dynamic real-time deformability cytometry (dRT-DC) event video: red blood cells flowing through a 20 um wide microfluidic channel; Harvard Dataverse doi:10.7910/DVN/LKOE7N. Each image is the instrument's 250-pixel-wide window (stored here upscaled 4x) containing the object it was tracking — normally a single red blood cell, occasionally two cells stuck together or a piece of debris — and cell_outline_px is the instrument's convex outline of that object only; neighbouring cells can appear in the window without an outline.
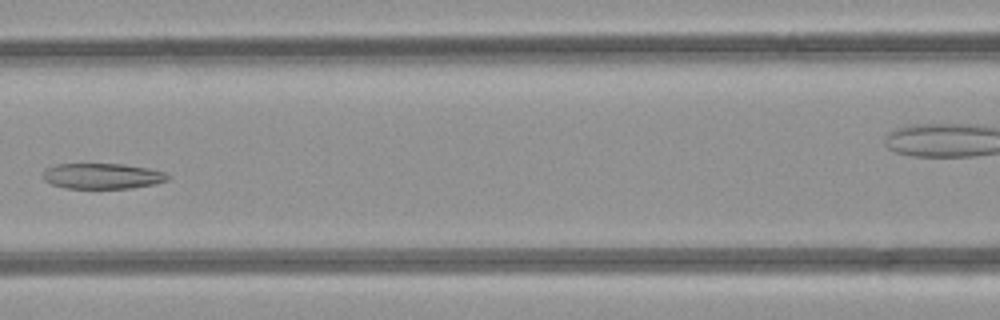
{"species": "common noctule bat (a hibernating species)", "species_latin": "Nyctalus noctula", "temperature_condition": "room temperature", "stored_images_in_passage": 8, "camera_frame_rate_fps": 3000, "um_per_image_px": 0.085, "animal": {"sex": "female", "body_mass_g": 21.9}, "frame": {"image": 1, "passage_image": 7, "time_ms": 7.0, "image_size_px": [1000, 320], "cell_outline_px": [[172, 176], [168, 180], [156, 184], [132, 188], [64, 188], [52, 184], [44, 180], [44, 172], [48, 168], [56, 164], [124, 164], [148, 168], [164, 172]], "centroid_in_image_um": [8.76, 14.97], "position_along_channel_um": 157.8, "area_um2": 18.61}}